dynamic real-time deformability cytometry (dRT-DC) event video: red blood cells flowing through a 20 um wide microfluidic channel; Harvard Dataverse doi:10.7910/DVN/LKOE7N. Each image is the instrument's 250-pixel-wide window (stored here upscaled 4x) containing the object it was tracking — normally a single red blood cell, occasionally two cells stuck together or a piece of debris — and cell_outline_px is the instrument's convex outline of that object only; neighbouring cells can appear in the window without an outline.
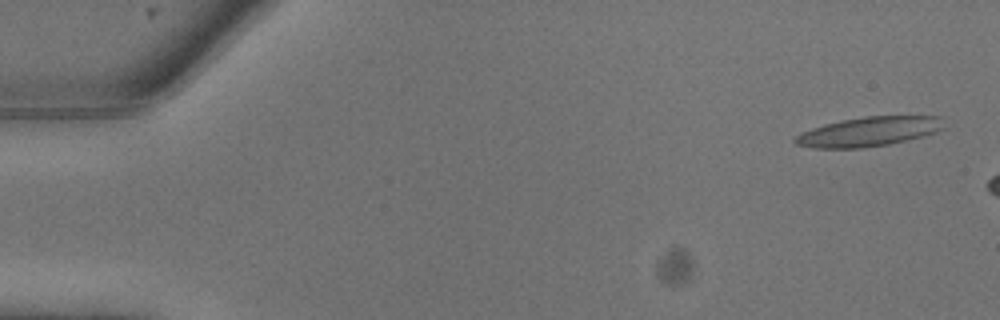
{"species": "common noctule bat (a hibernating species)", "species_latin": "Nyctalus noctula", "temperature_condition": "warm", "stored_images_in_passage": 4, "camera_frame_rate_fps": 3000, "um_per_image_px": 0.085, "animal": {"sex": "male", "body_mass_g": 13.3}, "frame": {"image": 1, "passage_image": 1, "time_ms": 0.0, "image_size_px": [1000, 320], "cell_outline_px": [[944, 116], [940, 128], [936, 132], [888, 144], [860, 148], [816, 148], [796, 144], [792, 140], [800, 132], [824, 124], [840, 120], [864, 116]], "centroid_in_image_um": [73.78, 11.18], "position_along_channel_um": 11.2, "area_um2": 25.26}}